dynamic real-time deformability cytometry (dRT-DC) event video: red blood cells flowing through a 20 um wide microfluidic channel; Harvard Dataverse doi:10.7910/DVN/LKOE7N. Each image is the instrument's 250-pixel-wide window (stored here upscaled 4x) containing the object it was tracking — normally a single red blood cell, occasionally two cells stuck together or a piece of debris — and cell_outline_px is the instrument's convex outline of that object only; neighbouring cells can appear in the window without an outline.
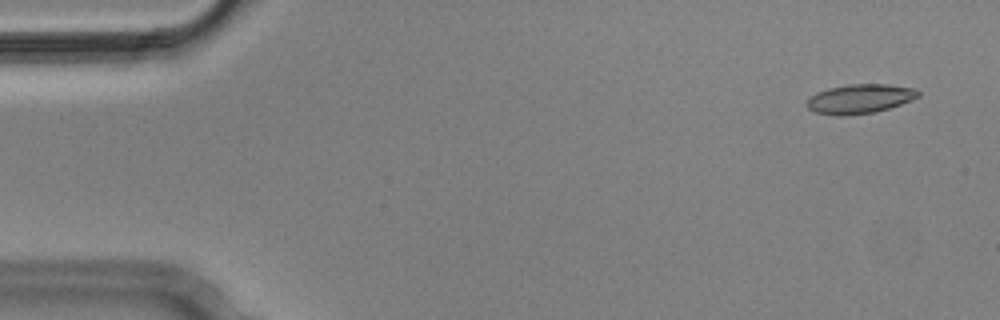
{"species": "Egyptian fruit bat (a non-hibernating species)", "species_latin": "Rousettus aegyptiacus", "temperature_condition": "cold", "stored_images_in_passage": 6, "segment_of_instrument_passage": [2, 2], "camera_frame_rate_fps": 3000, "um_per_image_px": 0.085, "animal": {"sex": "male"}, "frame": {"image": 1, "passage_image": 6, "time_ms": 1.667, "image_size_px": [1000, 320], "cell_outline_px": [[920, 96], [912, 100], [876, 112], [844, 116], [836, 116], [816, 112], [808, 108], [804, 104], [816, 92], [828, 88], [848, 84], [888, 84], [916, 88], [920, 92]], "centroid_in_image_um": [73.09, 8.4], "position_along_channel_um": 11.9, "area_um2": 19.19}}